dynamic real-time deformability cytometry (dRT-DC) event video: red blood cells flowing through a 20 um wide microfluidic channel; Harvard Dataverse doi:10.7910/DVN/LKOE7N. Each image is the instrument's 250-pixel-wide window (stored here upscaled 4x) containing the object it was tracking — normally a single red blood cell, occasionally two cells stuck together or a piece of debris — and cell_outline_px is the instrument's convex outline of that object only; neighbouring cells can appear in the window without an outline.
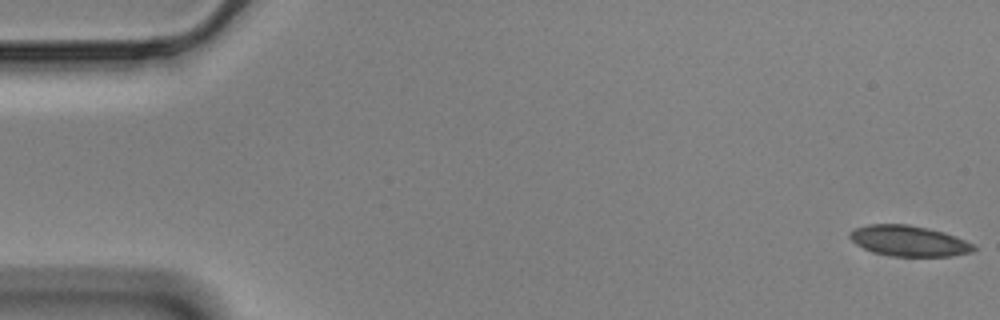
{"species": "Egyptian fruit bat (a non-hibernating species)", "species_latin": "Rousettus aegyptiacus", "temperature_condition": "cold", "stored_images_in_passage": 14, "camera_frame_rate_fps": 3000, "um_per_image_px": 0.085, "animal": {"sex": "male"}, "frame": {"image": 1, "passage_image": 1, "time_ms": 0.0, "image_size_px": [1000, 320], "cell_outline_px": [[976, 248], [972, 252], [948, 256], [892, 256], [872, 252], [856, 244], [848, 236], [852, 228], [868, 224], [908, 224], [928, 228], [944, 232], [964, 240], [972, 244]], "centroid_in_image_um": [77.2, 20.47], "position_along_channel_um": 7.8, "area_um2": 22.08}}